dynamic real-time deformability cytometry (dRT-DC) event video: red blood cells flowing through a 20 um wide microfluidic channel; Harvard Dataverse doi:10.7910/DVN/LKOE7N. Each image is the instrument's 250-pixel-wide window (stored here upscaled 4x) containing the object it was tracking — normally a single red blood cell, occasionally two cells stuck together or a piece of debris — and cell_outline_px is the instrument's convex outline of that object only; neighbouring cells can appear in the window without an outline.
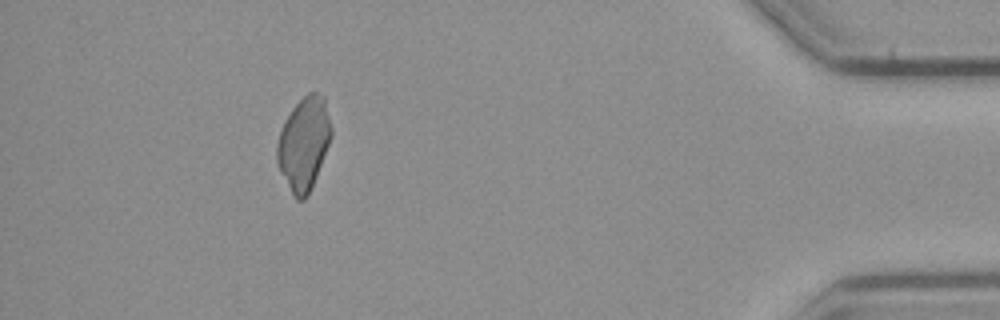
{"species": "common noctule bat (a hibernating species)", "species_latin": "Nyctalus noctula", "temperature_condition": "cold", "stored_images_in_passage": 40, "segment_of_instrument_passage": [1, 2], "camera_frame_rate_fps": 3000, "um_per_image_px": 0.085, "animal": {"sex": "male", "body_mass_g": 23.1, "forearm_length_mm": 52.7}, "frame": {"image": 1, "passage_image": 34, "time_ms": 11.0, "image_size_px": [1000, 320], "cell_outline_px": [[332, 136], [308, 196], [304, 200], [296, 200], [292, 196], [280, 172], [276, 160], [276, 144], [280, 128], [284, 120], [292, 108], [308, 92], [316, 92], [324, 96], [332, 128]], "centroid_in_image_um": [25.8, 12.22], "position_along_channel_um": 409.4, "area_um2": 29.65}}